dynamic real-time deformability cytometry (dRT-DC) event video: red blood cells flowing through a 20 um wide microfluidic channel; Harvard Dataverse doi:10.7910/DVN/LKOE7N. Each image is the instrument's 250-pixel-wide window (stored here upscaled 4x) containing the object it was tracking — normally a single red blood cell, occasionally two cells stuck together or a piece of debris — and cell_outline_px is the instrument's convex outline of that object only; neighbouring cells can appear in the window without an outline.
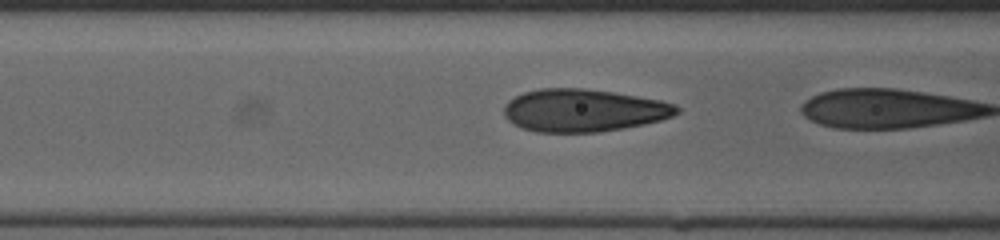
{"species": "human", "species_latin": "Homo sapiens", "temperature_condition": "cold", "stored_images_in_passage": 15, "camera_frame_rate_fps": 3000, "um_per_image_px": 0.085, "donor": {"sex": "female"}, "frame": {"image": 1, "passage_image": 14, "time_ms": 4.333, "image_size_px": [1000, 240], "cell_outline_px": [[680, 112], [672, 116], [660, 120], [644, 124], [624, 128], [600, 132], [536, 132], [520, 128], [512, 124], [504, 116], [504, 104], [508, 100], [524, 92], [540, 88], [584, 88], [612, 92], [660, 100], [676, 104], [680, 108]], "centroid_in_image_um": [49.58, 9.39], "position_along_channel_um": 117.0, "area_um2": 43.18}}